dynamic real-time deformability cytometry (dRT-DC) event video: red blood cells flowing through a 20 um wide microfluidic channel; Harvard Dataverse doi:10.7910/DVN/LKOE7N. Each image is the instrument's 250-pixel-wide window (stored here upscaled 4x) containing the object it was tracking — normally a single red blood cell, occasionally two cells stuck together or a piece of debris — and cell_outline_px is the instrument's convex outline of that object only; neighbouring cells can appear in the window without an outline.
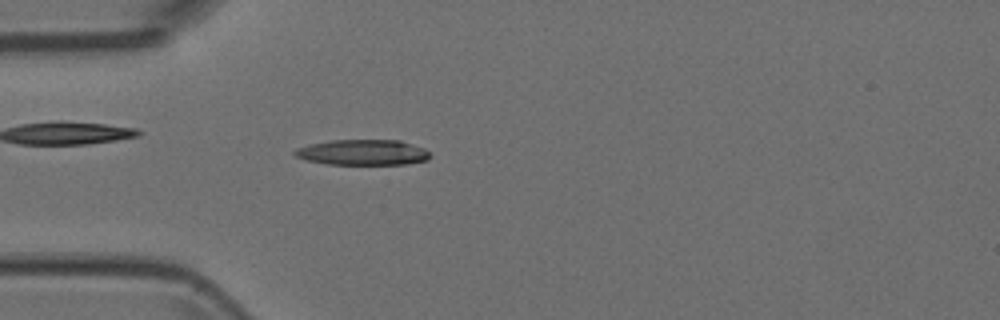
{"species": "Egyptian fruit bat (a non-hibernating species)", "species_latin": "Rousettus aegyptiacus", "temperature_condition": "room temperature", "stored_images_in_passage": 1, "camera_frame_rate_fps": 3000, "um_per_image_px": 0.085, "animal": {"sex": "female"}, "frame": {"image": 1, "passage_image": 1, "time_ms": 0.0, "image_size_px": [1000, 320], "cell_outline_px": [[432, 156], [428, 160], [404, 164], [328, 164], [308, 160], [296, 156], [292, 152], [296, 148], [312, 144], [332, 140], [400, 140], [424, 148]], "centroid_in_image_um": [30.87, 12.95], "position_along_channel_um": 54.1, "area_um2": 20.0}}